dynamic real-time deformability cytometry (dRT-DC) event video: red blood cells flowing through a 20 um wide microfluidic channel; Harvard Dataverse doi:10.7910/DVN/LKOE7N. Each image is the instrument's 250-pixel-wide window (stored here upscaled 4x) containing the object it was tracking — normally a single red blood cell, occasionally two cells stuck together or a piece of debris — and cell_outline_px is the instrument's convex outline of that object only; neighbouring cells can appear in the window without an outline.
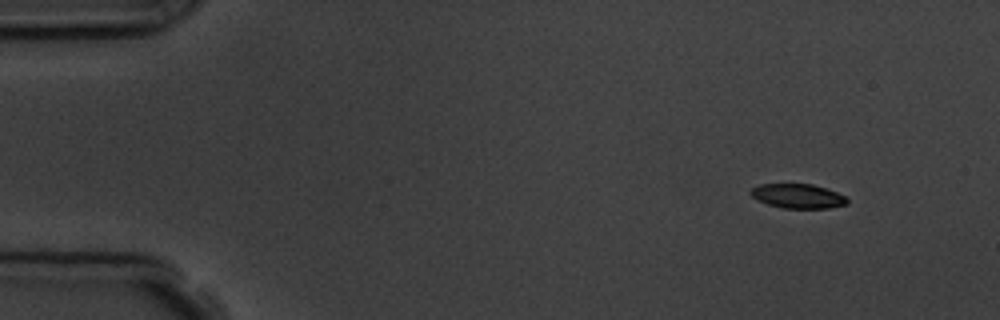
{"species": "common noctule bat (a hibernating species)", "species_latin": "Nyctalus noctula", "temperature_condition": "room temperature", "stored_images_in_passage": 5, "segment_of_instrument_passage": [1, 2], "camera_frame_rate_fps": 3000, "um_per_image_px": 0.085, "animal": {"sex": "male", "body_mass_g": 19.5, "forearm_length_mm": 54.6}, "frame": {"image": 1, "passage_image": 1, "time_ms": 0.0, "image_size_px": [1000, 320], "cell_outline_px": [[848, 204], [828, 208], [780, 208], [756, 200], [748, 192], [752, 188], [760, 184], [812, 184], [828, 188], [848, 196]], "centroid_in_image_um": [67.85, 16.66], "position_along_channel_um": 17.2, "area_um2": 13.99}}